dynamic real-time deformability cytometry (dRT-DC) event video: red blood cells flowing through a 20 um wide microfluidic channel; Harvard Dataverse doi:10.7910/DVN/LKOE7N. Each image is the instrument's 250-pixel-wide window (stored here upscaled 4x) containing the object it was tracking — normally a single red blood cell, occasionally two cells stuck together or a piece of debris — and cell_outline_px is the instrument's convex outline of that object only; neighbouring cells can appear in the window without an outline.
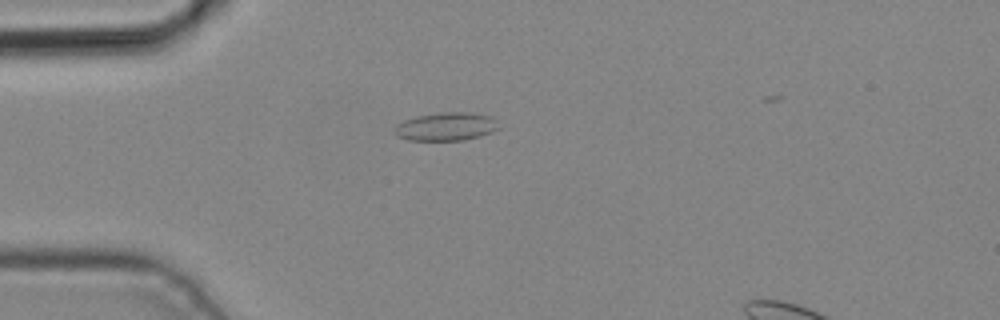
{"species": "common noctule bat (a hibernating species)", "species_latin": "Nyctalus noctula", "temperature_condition": "cold", "stored_images_in_passage": 4, "camera_frame_rate_fps": 3000, "um_per_image_px": 0.085, "animal": {"sex": "male", "body_mass_g": 19.2, "forearm_length_mm": 51.8}, "frame": {"image": 1, "passage_image": 3, "time_ms": 0.667, "image_size_px": [1000, 320], "cell_outline_px": [[500, 128], [492, 132], [480, 136], [464, 140], [408, 140], [396, 136], [392, 132], [392, 128], [396, 124], [404, 120], [416, 116], [440, 112], [468, 112], [488, 116]], "centroid_in_image_um": [37.82, 10.77], "position_along_channel_um": 47.2, "area_um2": 17.17}}